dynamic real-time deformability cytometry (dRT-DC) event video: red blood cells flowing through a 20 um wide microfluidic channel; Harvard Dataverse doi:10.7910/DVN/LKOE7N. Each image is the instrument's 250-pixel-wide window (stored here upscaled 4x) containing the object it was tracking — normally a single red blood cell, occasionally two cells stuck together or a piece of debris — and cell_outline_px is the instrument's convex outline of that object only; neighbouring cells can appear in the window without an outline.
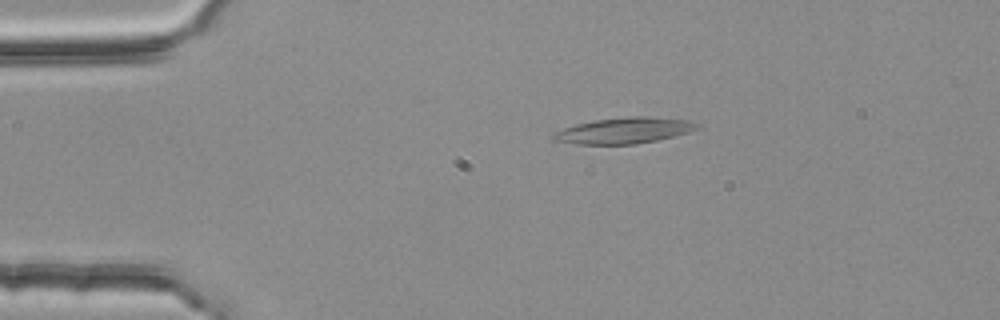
{"species": "common noctule bat (a hibernating species)", "species_latin": "Nyctalus noctula", "temperature_condition": "room temperature", "stored_images_in_passage": 3, "camera_frame_rate_fps": 3000, "um_per_image_px": 0.085, "animal": {"sex": "female", "body_mass_g": 25.1}, "frame": {"image": 1, "passage_image": 2, "time_ms": 0.333, "image_size_px": [1000, 320], "cell_outline_px": [[704, 124], [700, 128], [676, 136], [636, 144], [576, 144], [552, 140], [548, 136], [564, 128], [576, 124], [596, 120], [632, 116], [644, 116], [684, 120]], "centroid_in_image_um": [53.06, 11.1], "position_along_channel_um": 31.9, "area_um2": 21.73}}